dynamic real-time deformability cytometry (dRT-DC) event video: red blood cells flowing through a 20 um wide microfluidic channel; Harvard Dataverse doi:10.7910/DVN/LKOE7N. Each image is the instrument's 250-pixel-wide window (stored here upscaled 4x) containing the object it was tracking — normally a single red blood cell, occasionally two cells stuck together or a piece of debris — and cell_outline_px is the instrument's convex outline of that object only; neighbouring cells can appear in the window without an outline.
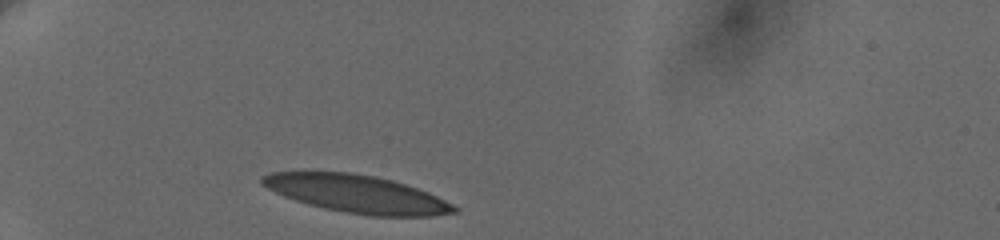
{"species": "human", "species_latin": "Homo sapiens", "temperature_condition": "cold", "stored_images_in_passage": 5, "camera_frame_rate_fps": 3000, "um_per_image_px": 0.085, "donor": {"sex": "female"}, "frame": {"image": 1, "passage_image": 1, "time_ms": 0.0, "image_size_px": [1000, 240], "cell_outline_px": [[460, 212], [432, 216], [372, 216], [344, 212], [324, 208], [308, 204], [284, 196], [260, 184], [260, 176], [268, 172], [304, 168], [352, 172], [376, 176], [392, 180], [428, 192], [460, 208]], "centroid_in_image_um": [30.22, 16.42], "position_along_channel_um": 54.8, "area_um2": 43.41}}
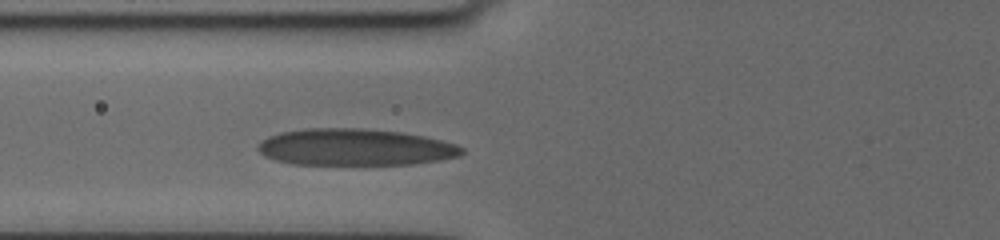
{"frame": {"image": 2, "passage_image": 5, "time_ms": 2.0, "image_size_px": [1000, 240], "cell_outline_px": [[464, 152], [460, 156], [440, 160], [412, 164], [292, 164], [276, 160], [264, 156], [256, 148], [256, 144], [268, 136], [280, 132], [304, 128], [360, 128], [400, 132], [424, 136], [456, 144], [464, 148]], "centroid_in_image_um": [30.15, 12.51], "position_along_channel_um": 95.6, "area_um2": 43.75}}